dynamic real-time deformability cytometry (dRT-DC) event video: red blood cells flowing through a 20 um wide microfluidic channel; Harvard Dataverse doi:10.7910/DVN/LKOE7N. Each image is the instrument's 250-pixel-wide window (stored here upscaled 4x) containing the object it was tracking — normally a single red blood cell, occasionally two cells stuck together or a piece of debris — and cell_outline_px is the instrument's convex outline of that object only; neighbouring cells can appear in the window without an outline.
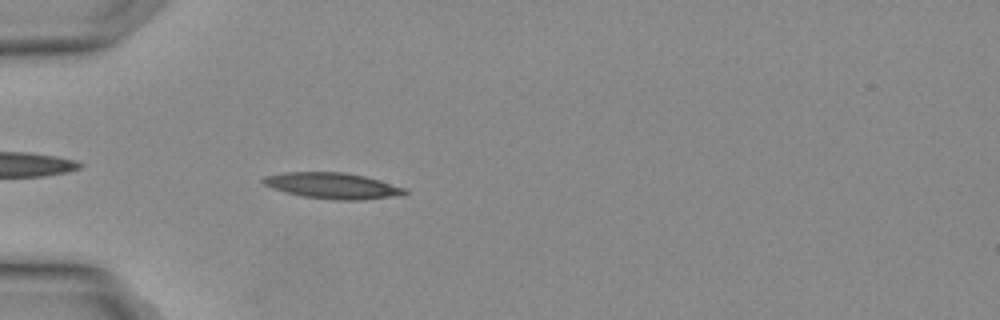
{"species": "Egyptian fruit bat (a non-hibernating species)", "species_latin": "Rousettus aegyptiacus", "temperature_condition": "warm", "stored_images_in_passage": 4, "camera_frame_rate_fps": 3000, "um_per_image_px": 0.085, "animal": {"sex": "female"}, "frame": {"image": 1, "passage_image": 4, "time_ms": 1.0, "image_size_px": [1000, 320], "cell_outline_px": [[408, 192], [404, 196], [360, 200], [340, 200], [304, 196], [288, 192], [264, 184], [260, 180], [264, 176], [284, 172], [344, 172], [364, 176], [380, 180], [404, 188]], "centroid_in_image_um": [28.33, 15.78], "position_along_channel_um": 56.7, "area_um2": 21.27}}